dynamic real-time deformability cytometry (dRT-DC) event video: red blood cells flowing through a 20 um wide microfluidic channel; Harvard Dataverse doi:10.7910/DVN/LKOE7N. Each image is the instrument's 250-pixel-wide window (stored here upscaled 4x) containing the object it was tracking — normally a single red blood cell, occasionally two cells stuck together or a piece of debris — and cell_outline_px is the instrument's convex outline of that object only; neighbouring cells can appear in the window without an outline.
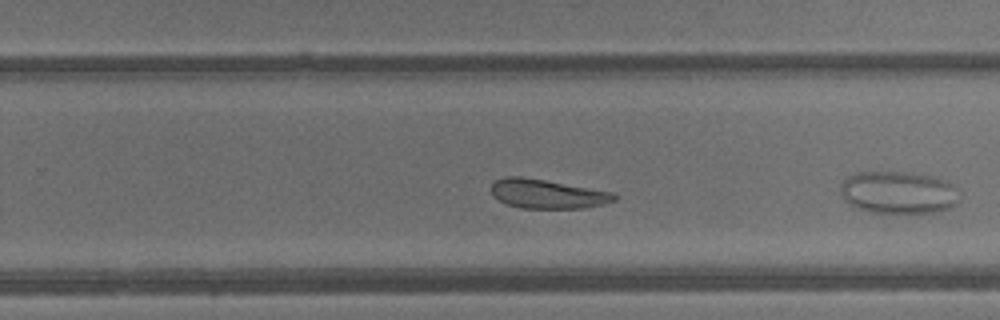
{"species": "common noctule bat (a hibernating species)", "species_latin": "Nyctalus noctula", "temperature_condition": "warm", "stored_images_in_passage": 27, "camera_frame_rate_fps": 3000, "um_per_image_px": 0.085, "animal": {"sex": "male", "body_mass_g": 13.3}, "frame": {"image": 1, "passage_image": 20, "time_ms": 6.333, "image_size_px": [1000, 320], "cell_outline_px": [[616, 200], [604, 204], [584, 208], [520, 208], [508, 204], [492, 196], [492, 184], [496, 180], [504, 176], [520, 176], [544, 180], [612, 192], [616, 196]], "centroid_in_image_um": [46.5, 16.48], "position_along_channel_um": 283.3, "area_um2": 20.69}, "authors_computed_cell_mechanics": {"area_um2": 22.253, "velocity_mm_per_s": 4.8106, "shape_relaxation_time_tau1_ms": 4.0529, "shape_relaxation_time_tau2_ms": 1.8448, "deformation_change_tau1": 0.1282, "deformation_change_tau2": 0.0932}}